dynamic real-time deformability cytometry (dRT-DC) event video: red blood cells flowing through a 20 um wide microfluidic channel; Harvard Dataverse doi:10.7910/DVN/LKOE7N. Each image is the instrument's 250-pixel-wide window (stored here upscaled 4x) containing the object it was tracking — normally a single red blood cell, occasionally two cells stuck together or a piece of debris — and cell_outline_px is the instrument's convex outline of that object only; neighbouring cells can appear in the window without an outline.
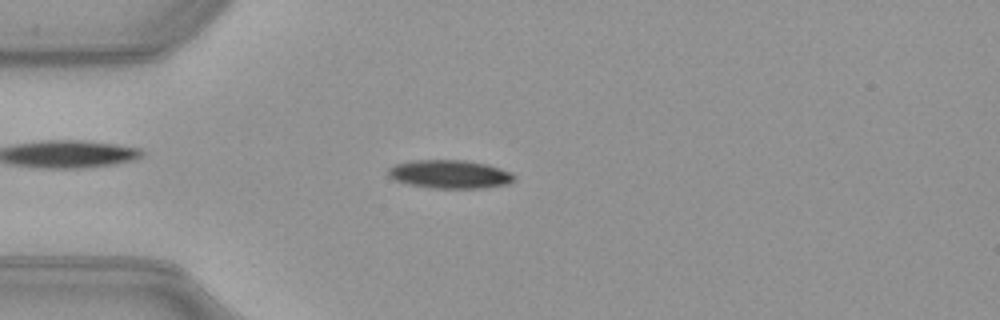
{"species": "common noctule bat (a hibernating species)", "species_latin": "Nyctalus noctula", "temperature_condition": "warm", "stored_images_in_passage": 39, "camera_frame_rate_fps": 3000, "um_per_image_px": 0.085, "animal": {"sex": "female", "body_mass_g": 21.9}, "frame": {"image": 1, "passage_image": 1, "time_ms": 0.0, "image_size_px": [1000, 320], "cell_outline_px": [[516, 180], [508, 184], [484, 188], [432, 188], [408, 184], [396, 180], [388, 176], [388, 168], [396, 164], [412, 160], [464, 160], [488, 164], [512, 172], [516, 176]], "centroid_in_image_um": [38.28, 14.81], "position_along_channel_um": 46.7, "area_um2": 21.04}}
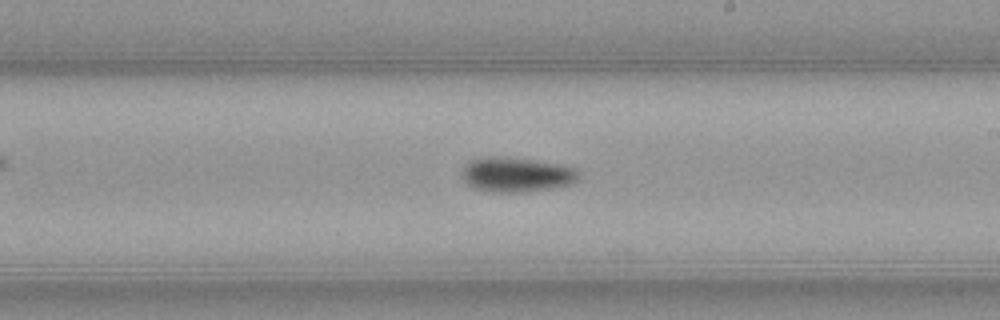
{"frame": {"image": 2, "passage_image": 17, "time_ms": 5.333, "image_size_px": [1000, 320], "cell_outline_px": [[580, 176], [572, 184], [552, 188], [528, 192], [488, 192], [472, 188], [460, 176], [460, 172], [464, 164], [468, 160], [480, 156], [500, 156], [564, 164], [576, 168], [580, 172]], "centroid_in_image_um": [43.86, 14.83], "position_along_channel_um": 245.1, "area_um2": 24.39}}
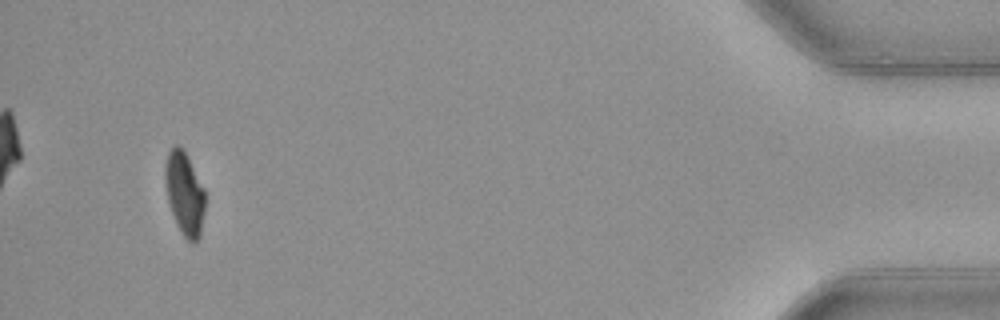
{"frame": {"image": 3, "passage_image": 36, "time_ms": 11.667, "image_size_px": [1000, 320], "cell_outline_px": [[204, 212], [200, 236], [192, 244], [184, 236], [176, 224], [168, 200], [164, 176], [164, 168], [168, 152], [176, 144], [180, 144], [184, 148], [204, 188]], "centroid_in_image_um": [15.68, 16.4], "position_along_channel_um": 419.5, "area_um2": 19.36}, "authors_computed_cell_mechanics": {"area_um2": 21.4438, "velocity_mm_per_s": 4.0011, "shape_relaxation_time_tau1_ms": 2.2405, "shape_relaxation_time_tau2_ms": null, "deformation_change_tau1": 0.1384, "deformation_change_tau2": null}}